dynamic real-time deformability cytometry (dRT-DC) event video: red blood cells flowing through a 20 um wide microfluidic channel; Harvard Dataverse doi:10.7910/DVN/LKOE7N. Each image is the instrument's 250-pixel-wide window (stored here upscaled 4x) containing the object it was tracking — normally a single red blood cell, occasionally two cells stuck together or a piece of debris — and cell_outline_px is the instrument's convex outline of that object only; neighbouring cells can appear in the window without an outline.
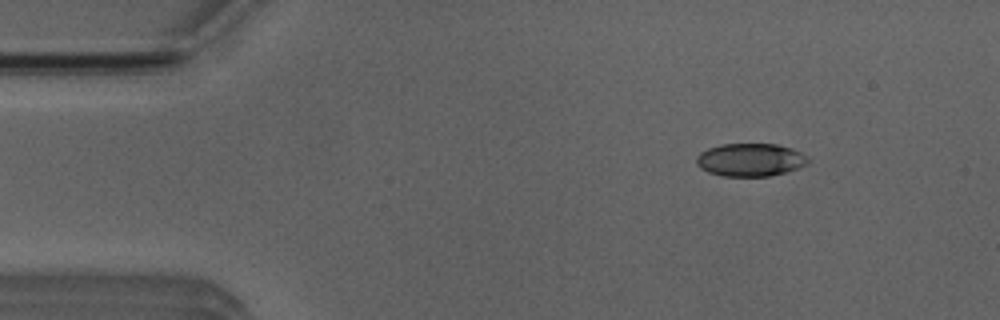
{"species": "Egyptian fruit bat (a non-hibernating species)", "species_latin": "Rousettus aegyptiacus", "temperature_condition": "room temperature", "stored_images_in_passage": 3, "camera_frame_rate_fps": 3000, "um_per_image_px": 0.085, "animal": {"sex": "male"}, "frame": {"image": 1, "passage_image": 2, "time_ms": 1.333, "image_size_px": [1000, 320], "cell_outline_px": [[808, 164], [800, 168], [788, 172], [768, 176], [724, 176], [708, 172], [700, 168], [696, 164], [696, 156], [700, 152], [708, 148], [720, 144], [776, 144], [792, 148], [808, 156]], "centroid_in_image_um": [63.79, 13.58], "position_along_channel_um": 21.2, "area_um2": 21.68}}